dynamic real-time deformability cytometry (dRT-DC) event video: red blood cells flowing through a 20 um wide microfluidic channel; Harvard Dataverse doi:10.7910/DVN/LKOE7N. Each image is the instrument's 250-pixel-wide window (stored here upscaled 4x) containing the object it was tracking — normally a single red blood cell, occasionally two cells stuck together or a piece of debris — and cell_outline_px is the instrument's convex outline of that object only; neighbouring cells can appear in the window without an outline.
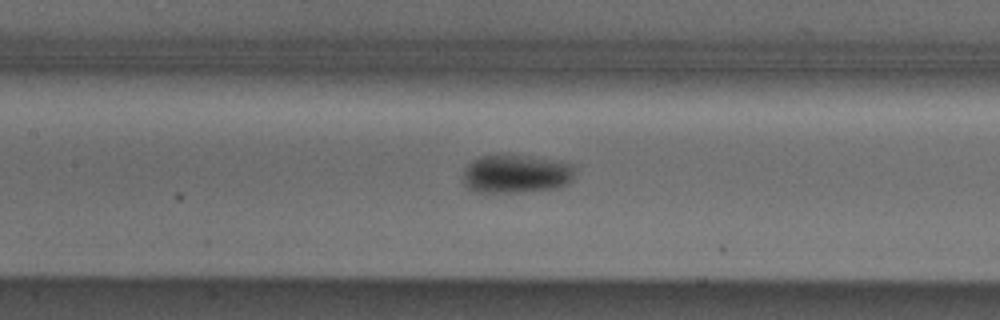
{"species": "Egyptian fruit bat (a non-hibernating species)", "species_latin": "Rousettus aegyptiacus", "temperature_condition": "cold", "stored_images_in_passage": 24, "camera_frame_rate_fps": 3000, "um_per_image_px": 0.085, "animal": {"sex": "male"}, "frame": {"image": 1, "passage_image": 23, "time_ms": 7.333, "image_size_px": [1000, 320], "cell_outline_px": [[572, 180], [568, 184], [556, 188], [520, 192], [472, 192], [464, 184], [464, 168], [472, 160], [480, 156], [520, 156], [568, 164], [572, 168]], "centroid_in_image_um": [43.77, 14.82], "position_along_channel_um": 163.6, "area_um2": 24.28}}